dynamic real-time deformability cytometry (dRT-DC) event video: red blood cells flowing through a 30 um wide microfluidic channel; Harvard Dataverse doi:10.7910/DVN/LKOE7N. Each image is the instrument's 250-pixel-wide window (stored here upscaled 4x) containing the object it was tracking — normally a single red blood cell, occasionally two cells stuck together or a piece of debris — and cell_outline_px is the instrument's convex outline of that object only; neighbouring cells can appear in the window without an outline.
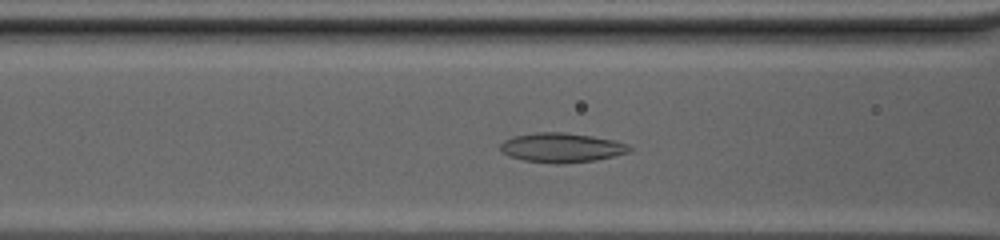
{"species": "common noctule bat (a hibernating species)", "species_latin": "Nyctalus noctula", "temperature_condition": "cold", "stored_images_in_passage": 8, "camera_frame_rate_fps": 3000, "um_per_image_px": 0.085, "animal": {"sex": "female", "body_mass_g": 20.0, "forearm_length_mm": 54.0}, "frame": {"image": 1, "passage_image": 6, "time_ms": 1.667, "image_size_px": [1000, 240], "cell_outline_px": [[632, 148], [628, 152], [616, 156], [596, 160], [556, 164], [552, 164], [524, 160], [508, 156], [500, 152], [500, 144], [504, 140], [512, 136], [536, 132], [564, 132], [592, 136], [616, 140], [628, 144]], "centroid_in_image_um": [47.72, 12.55], "position_along_channel_um": 118.9, "area_um2": 22.43}}